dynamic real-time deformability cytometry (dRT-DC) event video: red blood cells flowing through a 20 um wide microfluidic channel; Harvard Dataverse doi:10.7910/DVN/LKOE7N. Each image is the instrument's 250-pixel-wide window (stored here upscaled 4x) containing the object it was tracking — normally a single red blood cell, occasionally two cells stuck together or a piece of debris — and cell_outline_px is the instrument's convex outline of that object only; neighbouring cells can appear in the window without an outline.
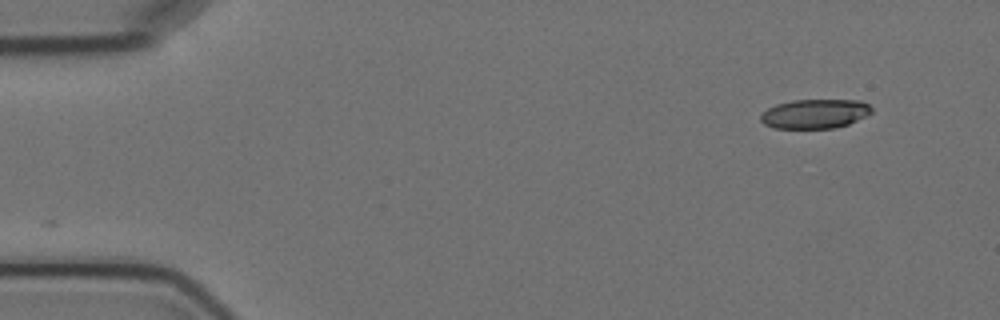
{"species": "Egyptian fruit bat (a non-hibernating species)", "species_latin": "Rousettus aegyptiacus", "temperature_condition": "cold", "stored_images_in_passage": 2, "camera_frame_rate_fps": 3000, "um_per_image_px": 0.085, "animal": {"sex": "female"}, "frame": {"image": 1, "passage_image": 2, "time_ms": 1.0, "image_size_px": [1000, 320], "cell_outline_px": [[872, 112], [848, 124], [832, 128], [772, 128], [764, 124], [760, 120], [760, 116], [768, 108], [776, 104], [792, 100], [860, 100], [868, 104], [872, 108]], "centroid_in_image_um": [69.24, 9.67], "position_along_channel_um": 15.8, "area_um2": 18.84}}